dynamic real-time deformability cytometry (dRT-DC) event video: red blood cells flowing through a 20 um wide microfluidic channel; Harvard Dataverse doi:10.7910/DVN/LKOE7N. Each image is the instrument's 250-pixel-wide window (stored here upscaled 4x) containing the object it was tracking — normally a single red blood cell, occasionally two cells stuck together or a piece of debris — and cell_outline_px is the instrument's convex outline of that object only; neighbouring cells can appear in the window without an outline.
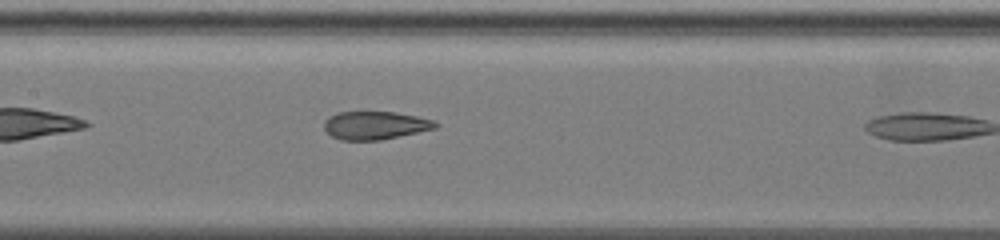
{"species": "common noctule bat (a hibernating species)", "species_latin": "Nyctalus noctula", "temperature_condition": "warm", "stored_images_in_passage": 11, "camera_frame_rate_fps": 3000, "um_per_image_px": 0.085, "animal": {"sex": "female", "body_mass_g": 19.5, "forearm_length_mm": 54.1}, "frame": {"image": 1, "passage_image": 7, "time_ms": 2.333, "image_size_px": [1000, 240], "cell_outline_px": [[440, 124], [436, 128], [380, 140], [340, 140], [332, 136], [324, 128], [324, 120], [328, 116], [336, 112], [396, 112], [416, 116], [432, 120]], "centroid_in_image_um": [31.86, 10.65], "position_along_channel_um": 175.5, "area_um2": 18.21}}